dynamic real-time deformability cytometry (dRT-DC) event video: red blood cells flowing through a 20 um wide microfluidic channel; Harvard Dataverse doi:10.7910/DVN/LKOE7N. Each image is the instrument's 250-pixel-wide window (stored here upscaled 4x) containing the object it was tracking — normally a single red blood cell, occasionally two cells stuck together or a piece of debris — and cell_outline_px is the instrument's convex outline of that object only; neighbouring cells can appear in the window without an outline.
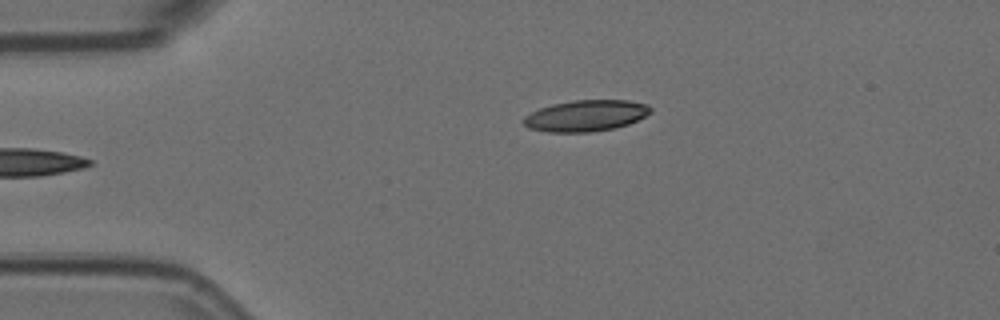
{"species": "Egyptian fruit bat (a non-hibernating species)", "species_latin": "Rousettus aegyptiacus", "temperature_condition": "room temperature", "stored_images_in_passage": 6, "camera_frame_rate_fps": 3000, "um_per_image_px": 0.085, "animal": {"sex": "female"}, "frame": {"image": 1, "passage_image": 6, "time_ms": 1.667, "image_size_px": [1000, 320], "cell_outline_px": [[652, 112], [628, 124], [616, 128], [592, 132], [548, 132], [528, 128], [524, 124], [524, 116], [540, 108], [552, 104], [572, 100], [628, 100], [648, 104], [652, 108]], "centroid_in_image_um": [49.81, 9.83], "position_along_channel_um": 35.2, "area_um2": 23.18}}